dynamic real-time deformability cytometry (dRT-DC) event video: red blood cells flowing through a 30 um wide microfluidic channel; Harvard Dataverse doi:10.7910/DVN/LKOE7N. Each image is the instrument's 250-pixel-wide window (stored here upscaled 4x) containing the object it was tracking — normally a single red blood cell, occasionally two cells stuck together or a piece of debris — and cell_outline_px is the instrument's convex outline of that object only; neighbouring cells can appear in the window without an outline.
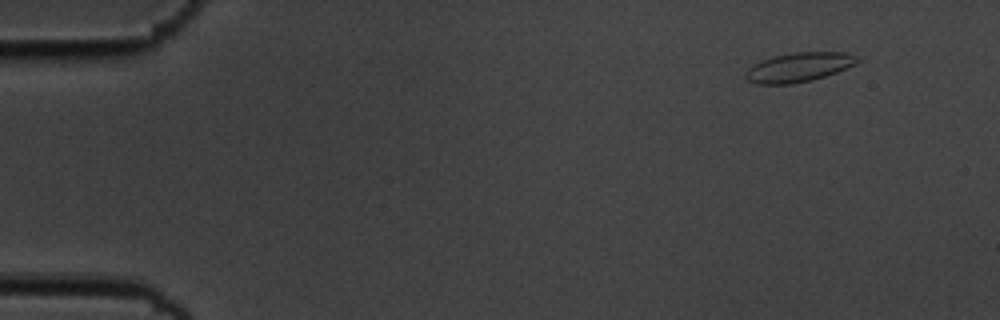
{"species": "common noctule bat (a hibernating species)", "species_latin": "Nyctalus noctula", "temperature_condition": "cold", "stored_images_in_passage": 4, "camera_frame_rate_fps": 3000, "um_per_image_px": 0.085, "animal": {"sex": "male", "body_mass_g": 19.5, "forearm_length_mm": 54.6}, "frame": {"image": 1, "passage_image": 1, "time_ms": 0.0, "image_size_px": [1000, 320], "cell_outline_px": [[860, 60], [856, 64], [836, 72], [812, 80], [792, 84], [756, 84], [748, 80], [744, 76], [748, 68], [752, 64], [776, 56], [796, 52], [848, 52], [856, 56]], "centroid_in_image_um": [67.91, 5.72], "position_along_channel_um": 17.1, "area_um2": 18.96}}